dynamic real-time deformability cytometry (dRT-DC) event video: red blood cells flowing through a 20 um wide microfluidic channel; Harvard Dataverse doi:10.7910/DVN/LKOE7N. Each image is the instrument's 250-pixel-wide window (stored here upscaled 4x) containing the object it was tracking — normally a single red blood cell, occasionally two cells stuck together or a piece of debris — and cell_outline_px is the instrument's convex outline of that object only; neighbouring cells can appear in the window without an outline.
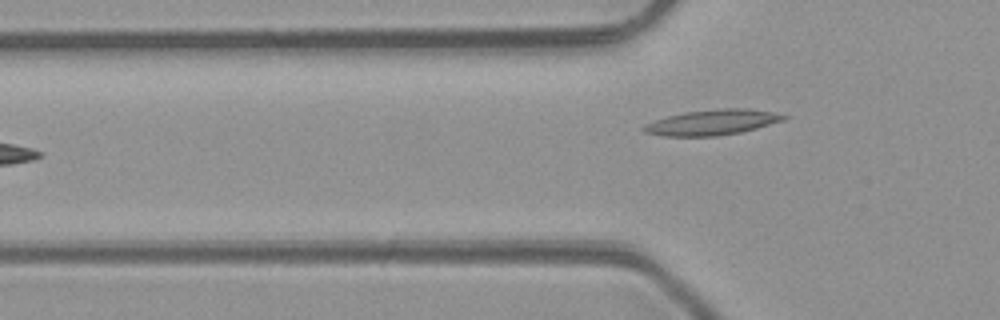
{"species": "common noctule bat (a hibernating species)", "species_latin": "Nyctalus noctula", "temperature_condition": "room temperature", "stored_images_in_passage": 6, "camera_frame_rate_fps": 3000, "um_per_image_px": 0.085, "animal": {"sex": "male", "body_mass_g": 23.1, "forearm_length_mm": 52.7}, "frame": {"image": 1, "passage_image": 6, "time_ms": 6.667, "image_size_px": [1000, 320], "cell_outline_px": [[788, 116], [784, 120], [756, 128], [740, 132], [716, 136], [664, 136], [644, 132], [640, 128], [644, 124], [668, 116], [684, 112], [724, 108], [748, 108], [772, 112]], "centroid_in_image_um": [60.51, 10.4], "position_along_channel_um": 65.3, "area_um2": 20.58}}